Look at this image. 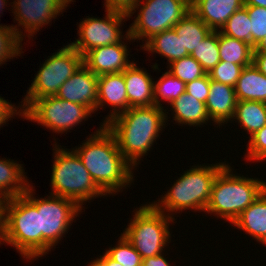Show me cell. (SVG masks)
I'll return each instance as SVG.
<instances>
[{
    "instance_id": "6da1fadb",
    "label": "cell",
    "mask_w": 266,
    "mask_h": 266,
    "mask_svg": "<svg viewBox=\"0 0 266 266\" xmlns=\"http://www.w3.org/2000/svg\"><path fill=\"white\" fill-rule=\"evenodd\" d=\"M99 128L73 150L97 187L105 195H114L134 181V167L122 155L113 133L105 125Z\"/></svg>"
},
{
    "instance_id": "7a4b0ae2",
    "label": "cell",
    "mask_w": 266,
    "mask_h": 266,
    "mask_svg": "<svg viewBox=\"0 0 266 266\" xmlns=\"http://www.w3.org/2000/svg\"><path fill=\"white\" fill-rule=\"evenodd\" d=\"M167 113L157 105L130 107L105 125L115 136L124 158L134 168L165 128Z\"/></svg>"
},
{
    "instance_id": "3957f363",
    "label": "cell",
    "mask_w": 266,
    "mask_h": 266,
    "mask_svg": "<svg viewBox=\"0 0 266 266\" xmlns=\"http://www.w3.org/2000/svg\"><path fill=\"white\" fill-rule=\"evenodd\" d=\"M225 165L226 163L220 162L213 165L192 166L177 178L167 193L162 195L161 200L158 199L151 204L172 218H174L173 212L177 211L180 213L192 209L204 212L210 199L214 179Z\"/></svg>"
},
{
    "instance_id": "277c9868",
    "label": "cell",
    "mask_w": 266,
    "mask_h": 266,
    "mask_svg": "<svg viewBox=\"0 0 266 266\" xmlns=\"http://www.w3.org/2000/svg\"><path fill=\"white\" fill-rule=\"evenodd\" d=\"M232 167L226 164L214 179L207 214L233 223L266 189V182L260 179L233 174Z\"/></svg>"
},
{
    "instance_id": "5b68a950",
    "label": "cell",
    "mask_w": 266,
    "mask_h": 266,
    "mask_svg": "<svg viewBox=\"0 0 266 266\" xmlns=\"http://www.w3.org/2000/svg\"><path fill=\"white\" fill-rule=\"evenodd\" d=\"M16 248L23 258L42 257V231L37 207L25 196L6 200L3 216V243Z\"/></svg>"
},
{
    "instance_id": "8992f818",
    "label": "cell",
    "mask_w": 266,
    "mask_h": 266,
    "mask_svg": "<svg viewBox=\"0 0 266 266\" xmlns=\"http://www.w3.org/2000/svg\"><path fill=\"white\" fill-rule=\"evenodd\" d=\"M54 160L51 175V195L66 197L81 207L87 200L106 196L94 183L77 153L54 144ZM68 150V151H67Z\"/></svg>"
},
{
    "instance_id": "52a82bcc",
    "label": "cell",
    "mask_w": 266,
    "mask_h": 266,
    "mask_svg": "<svg viewBox=\"0 0 266 266\" xmlns=\"http://www.w3.org/2000/svg\"><path fill=\"white\" fill-rule=\"evenodd\" d=\"M133 218L122 233L142 259L158 256L171 241L169 225L175 221L151 203L134 211Z\"/></svg>"
},
{
    "instance_id": "ba28073f",
    "label": "cell",
    "mask_w": 266,
    "mask_h": 266,
    "mask_svg": "<svg viewBox=\"0 0 266 266\" xmlns=\"http://www.w3.org/2000/svg\"><path fill=\"white\" fill-rule=\"evenodd\" d=\"M142 1L138 0L128 15L130 19L134 12L140 9L134 22L128 28V34L134 42L142 40L146 43L154 35L172 29L191 10L189 0Z\"/></svg>"
},
{
    "instance_id": "9c48e42d",
    "label": "cell",
    "mask_w": 266,
    "mask_h": 266,
    "mask_svg": "<svg viewBox=\"0 0 266 266\" xmlns=\"http://www.w3.org/2000/svg\"><path fill=\"white\" fill-rule=\"evenodd\" d=\"M31 184L24 195L37 207L42 231V257L59 243L66 234L75 217L82 212L81 207L72 199L51 195L35 198ZM33 194V195H32ZM71 224V225H70Z\"/></svg>"
},
{
    "instance_id": "30bf717a",
    "label": "cell",
    "mask_w": 266,
    "mask_h": 266,
    "mask_svg": "<svg viewBox=\"0 0 266 266\" xmlns=\"http://www.w3.org/2000/svg\"><path fill=\"white\" fill-rule=\"evenodd\" d=\"M48 57L27 90L20 110H23L33 99L55 96L60 86L83 65V56L70 44Z\"/></svg>"
},
{
    "instance_id": "8fae6325",
    "label": "cell",
    "mask_w": 266,
    "mask_h": 266,
    "mask_svg": "<svg viewBox=\"0 0 266 266\" xmlns=\"http://www.w3.org/2000/svg\"><path fill=\"white\" fill-rule=\"evenodd\" d=\"M22 111L24 119L50 128L53 132H68L85 121L93 112L85 105L66 101L57 96L33 99ZM92 113V114H91Z\"/></svg>"
},
{
    "instance_id": "7c38bea8",
    "label": "cell",
    "mask_w": 266,
    "mask_h": 266,
    "mask_svg": "<svg viewBox=\"0 0 266 266\" xmlns=\"http://www.w3.org/2000/svg\"><path fill=\"white\" fill-rule=\"evenodd\" d=\"M106 17L104 19L89 17L83 19L78 25V39L70 45L82 56L88 51L101 47L122 42L124 37L127 40H133L126 30L125 36L121 35L122 22L128 18L127 15L105 11Z\"/></svg>"
},
{
    "instance_id": "4fadbf2b",
    "label": "cell",
    "mask_w": 266,
    "mask_h": 266,
    "mask_svg": "<svg viewBox=\"0 0 266 266\" xmlns=\"http://www.w3.org/2000/svg\"><path fill=\"white\" fill-rule=\"evenodd\" d=\"M73 0H14L13 5H10L14 13V19L17 20V25L24 29L21 33V41L23 37L28 38L34 36L40 28L51 22L57 15L65 10L68 4ZM64 9V10H63ZM26 35H23L25 34ZM28 33V35H27Z\"/></svg>"
},
{
    "instance_id": "5bb4252c",
    "label": "cell",
    "mask_w": 266,
    "mask_h": 266,
    "mask_svg": "<svg viewBox=\"0 0 266 266\" xmlns=\"http://www.w3.org/2000/svg\"><path fill=\"white\" fill-rule=\"evenodd\" d=\"M98 77L83 64L60 86L55 96L85 105L94 113L97 111Z\"/></svg>"
},
{
    "instance_id": "9a60e30c",
    "label": "cell",
    "mask_w": 266,
    "mask_h": 266,
    "mask_svg": "<svg viewBox=\"0 0 266 266\" xmlns=\"http://www.w3.org/2000/svg\"><path fill=\"white\" fill-rule=\"evenodd\" d=\"M129 51L124 41L94 48L83 56V64L95 75L121 73L134 61L128 60Z\"/></svg>"
},
{
    "instance_id": "2e32d148",
    "label": "cell",
    "mask_w": 266,
    "mask_h": 266,
    "mask_svg": "<svg viewBox=\"0 0 266 266\" xmlns=\"http://www.w3.org/2000/svg\"><path fill=\"white\" fill-rule=\"evenodd\" d=\"M114 107L110 110L102 125H106L117 115L128 109L127 88L124 80V71L121 73L103 74L98 77L97 110L104 105Z\"/></svg>"
},
{
    "instance_id": "e0dca14e",
    "label": "cell",
    "mask_w": 266,
    "mask_h": 266,
    "mask_svg": "<svg viewBox=\"0 0 266 266\" xmlns=\"http://www.w3.org/2000/svg\"><path fill=\"white\" fill-rule=\"evenodd\" d=\"M237 101L235 87L210 79V90L205 106L213 123L224 126L230 122L234 116Z\"/></svg>"
},
{
    "instance_id": "ac0fdd59",
    "label": "cell",
    "mask_w": 266,
    "mask_h": 266,
    "mask_svg": "<svg viewBox=\"0 0 266 266\" xmlns=\"http://www.w3.org/2000/svg\"><path fill=\"white\" fill-rule=\"evenodd\" d=\"M190 6L212 31H219L229 17L244 6V0H192Z\"/></svg>"
},
{
    "instance_id": "d6986e66",
    "label": "cell",
    "mask_w": 266,
    "mask_h": 266,
    "mask_svg": "<svg viewBox=\"0 0 266 266\" xmlns=\"http://www.w3.org/2000/svg\"><path fill=\"white\" fill-rule=\"evenodd\" d=\"M143 68L132 63L124 71V80L127 88L128 109L155 105L154 80Z\"/></svg>"
},
{
    "instance_id": "ffe728a7",
    "label": "cell",
    "mask_w": 266,
    "mask_h": 266,
    "mask_svg": "<svg viewBox=\"0 0 266 266\" xmlns=\"http://www.w3.org/2000/svg\"><path fill=\"white\" fill-rule=\"evenodd\" d=\"M257 242L266 244V189L232 223Z\"/></svg>"
},
{
    "instance_id": "44dd1931",
    "label": "cell",
    "mask_w": 266,
    "mask_h": 266,
    "mask_svg": "<svg viewBox=\"0 0 266 266\" xmlns=\"http://www.w3.org/2000/svg\"><path fill=\"white\" fill-rule=\"evenodd\" d=\"M183 44V57L190 55L212 30L192 11L173 27Z\"/></svg>"
},
{
    "instance_id": "7402d4cb",
    "label": "cell",
    "mask_w": 266,
    "mask_h": 266,
    "mask_svg": "<svg viewBox=\"0 0 266 266\" xmlns=\"http://www.w3.org/2000/svg\"><path fill=\"white\" fill-rule=\"evenodd\" d=\"M173 120L179 125L200 126L210 121L204 102L186 92L170 103Z\"/></svg>"
},
{
    "instance_id": "603a6c76",
    "label": "cell",
    "mask_w": 266,
    "mask_h": 266,
    "mask_svg": "<svg viewBox=\"0 0 266 266\" xmlns=\"http://www.w3.org/2000/svg\"><path fill=\"white\" fill-rule=\"evenodd\" d=\"M237 100L266 103V76L252 63L245 66L235 86Z\"/></svg>"
},
{
    "instance_id": "cb8c5ba5",
    "label": "cell",
    "mask_w": 266,
    "mask_h": 266,
    "mask_svg": "<svg viewBox=\"0 0 266 266\" xmlns=\"http://www.w3.org/2000/svg\"><path fill=\"white\" fill-rule=\"evenodd\" d=\"M23 168L14 160L0 158V192L7 199L22 196L29 188Z\"/></svg>"
},
{
    "instance_id": "d4e9b609",
    "label": "cell",
    "mask_w": 266,
    "mask_h": 266,
    "mask_svg": "<svg viewBox=\"0 0 266 266\" xmlns=\"http://www.w3.org/2000/svg\"><path fill=\"white\" fill-rule=\"evenodd\" d=\"M243 130L254 135L266 124V103L261 101L238 100L233 116Z\"/></svg>"
},
{
    "instance_id": "484cf974",
    "label": "cell",
    "mask_w": 266,
    "mask_h": 266,
    "mask_svg": "<svg viewBox=\"0 0 266 266\" xmlns=\"http://www.w3.org/2000/svg\"><path fill=\"white\" fill-rule=\"evenodd\" d=\"M140 47L148 51V54L150 52L160 54L161 57L164 56L167 58L168 64L183 58V44L173 28L154 35Z\"/></svg>"
},
{
    "instance_id": "4316f807",
    "label": "cell",
    "mask_w": 266,
    "mask_h": 266,
    "mask_svg": "<svg viewBox=\"0 0 266 266\" xmlns=\"http://www.w3.org/2000/svg\"><path fill=\"white\" fill-rule=\"evenodd\" d=\"M254 47L244 41L224 35L219 30L220 61L241 65L243 68L253 63Z\"/></svg>"
},
{
    "instance_id": "83f0119b",
    "label": "cell",
    "mask_w": 266,
    "mask_h": 266,
    "mask_svg": "<svg viewBox=\"0 0 266 266\" xmlns=\"http://www.w3.org/2000/svg\"><path fill=\"white\" fill-rule=\"evenodd\" d=\"M209 73L219 62V31H212L190 54Z\"/></svg>"
},
{
    "instance_id": "f1b7e54d",
    "label": "cell",
    "mask_w": 266,
    "mask_h": 266,
    "mask_svg": "<svg viewBox=\"0 0 266 266\" xmlns=\"http://www.w3.org/2000/svg\"><path fill=\"white\" fill-rule=\"evenodd\" d=\"M185 91L186 84L179 78L174 77L169 71H166L162 74L158 82L154 81L155 105L163 107L161 100L167 101L170 104L184 94Z\"/></svg>"
},
{
    "instance_id": "f546056e",
    "label": "cell",
    "mask_w": 266,
    "mask_h": 266,
    "mask_svg": "<svg viewBox=\"0 0 266 266\" xmlns=\"http://www.w3.org/2000/svg\"><path fill=\"white\" fill-rule=\"evenodd\" d=\"M17 27V25H0V65L7 62V59H13L24 53L21 41L22 31Z\"/></svg>"
},
{
    "instance_id": "4dcf8cb0",
    "label": "cell",
    "mask_w": 266,
    "mask_h": 266,
    "mask_svg": "<svg viewBox=\"0 0 266 266\" xmlns=\"http://www.w3.org/2000/svg\"><path fill=\"white\" fill-rule=\"evenodd\" d=\"M251 20L243 6L233 13L225 26L220 30L224 35L236 38L251 45Z\"/></svg>"
},
{
    "instance_id": "1f68e13d",
    "label": "cell",
    "mask_w": 266,
    "mask_h": 266,
    "mask_svg": "<svg viewBox=\"0 0 266 266\" xmlns=\"http://www.w3.org/2000/svg\"><path fill=\"white\" fill-rule=\"evenodd\" d=\"M167 68L174 77L179 78L185 84L207 74L202 65L191 55L171 62Z\"/></svg>"
},
{
    "instance_id": "d6a6232c",
    "label": "cell",
    "mask_w": 266,
    "mask_h": 266,
    "mask_svg": "<svg viewBox=\"0 0 266 266\" xmlns=\"http://www.w3.org/2000/svg\"><path fill=\"white\" fill-rule=\"evenodd\" d=\"M117 243L116 246L105 251L111 259L119 262L123 266H142L143 259L141 255L123 234L120 235Z\"/></svg>"
},
{
    "instance_id": "836d02e7",
    "label": "cell",
    "mask_w": 266,
    "mask_h": 266,
    "mask_svg": "<svg viewBox=\"0 0 266 266\" xmlns=\"http://www.w3.org/2000/svg\"><path fill=\"white\" fill-rule=\"evenodd\" d=\"M242 69L241 65L220 61L208 75L211 80L235 87Z\"/></svg>"
},
{
    "instance_id": "e575fe53",
    "label": "cell",
    "mask_w": 266,
    "mask_h": 266,
    "mask_svg": "<svg viewBox=\"0 0 266 266\" xmlns=\"http://www.w3.org/2000/svg\"><path fill=\"white\" fill-rule=\"evenodd\" d=\"M251 20V45L255 47L266 36V8L244 6Z\"/></svg>"
},
{
    "instance_id": "d590c367",
    "label": "cell",
    "mask_w": 266,
    "mask_h": 266,
    "mask_svg": "<svg viewBox=\"0 0 266 266\" xmlns=\"http://www.w3.org/2000/svg\"><path fill=\"white\" fill-rule=\"evenodd\" d=\"M248 142L245 158L247 157V160L253 162L254 160H257V162L266 160V124L252 135Z\"/></svg>"
},
{
    "instance_id": "8d00e7d4",
    "label": "cell",
    "mask_w": 266,
    "mask_h": 266,
    "mask_svg": "<svg viewBox=\"0 0 266 266\" xmlns=\"http://www.w3.org/2000/svg\"><path fill=\"white\" fill-rule=\"evenodd\" d=\"M210 90V77L208 73L196 80L186 83V93L197 100L206 103Z\"/></svg>"
},
{
    "instance_id": "74e56055",
    "label": "cell",
    "mask_w": 266,
    "mask_h": 266,
    "mask_svg": "<svg viewBox=\"0 0 266 266\" xmlns=\"http://www.w3.org/2000/svg\"><path fill=\"white\" fill-rule=\"evenodd\" d=\"M138 0H105V11H113L129 15Z\"/></svg>"
},
{
    "instance_id": "f35d334b",
    "label": "cell",
    "mask_w": 266,
    "mask_h": 266,
    "mask_svg": "<svg viewBox=\"0 0 266 266\" xmlns=\"http://www.w3.org/2000/svg\"><path fill=\"white\" fill-rule=\"evenodd\" d=\"M0 96V128L16 115L22 116V111ZM10 118V119H9ZM9 119V120H8Z\"/></svg>"
},
{
    "instance_id": "ab89813d",
    "label": "cell",
    "mask_w": 266,
    "mask_h": 266,
    "mask_svg": "<svg viewBox=\"0 0 266 266\" xmlns=\"http://www.w3.org/2000/svg\"><path fill=\"white\" fill-rule=\"evenodd\" d=\"M142 266H171L163 254L151 256L142 260Z\"/></svg>"
},
{
    "instance_id": "60d3db41",
    "label": "cell",
    "mask_w": 266,
    "mask_h": 266,
    "mask_svg": "<svg viewBox=\"0 0 266 266\" xmlns=\"http://www.w3.org/2000/svg\"><path fill=\"white\" fill-rule=\"evenodd\" d=\"M253 64L266 76V53H253Z\"/></svg>"
},
{
    "instance_id": "b9f144b4",
    "label": "cell",
    "mask_w": 266,
    "mask_h": 266,
    "mask_svg": "<svg viewBox=\"0 0 266 266\" xmlns=\"http://www.w3.org/2000/svg\"><path fill=\"white\" fill-rule=\"evenodd\" d=\"M104 266H123L119 262L111 259L106 253L100 255V258H97Z\"/></svg>"
},
{
    "instance_id": "7bdbcfd3",
    "label": "cell",
    "mask_w": 266,
    "mask_h": 266,
    "mask_svg": "<svg viewBox=\"0 0 266 266\" xmlns=\"http://www.w3.org/2000/svg\"><path fill=\"white\" fill-rule=\"evenodd\" d=\"M244 6H259L266 8V0H244Z\"/></svg>"
},
{
    "instance_id": "ee69618b",
    "label": "cell",
    "mask_w": 266,
    "mask_h": 266,
    "mask_svg": "<svg viewBox=\"0 0 266 266\" xmlns=\"http://www.w3.org/2000/svg\"><path fill=\"white\" fill-rule=\"evenodd\" d=\"M253 53H266V36L254 47Z\"/></svg>"
},
{
    "instance_id": "f6af8a7d",
    "label": "cell",
    "mask_w": 266,
    "mask_h": 266,
    "mask_svg": "<svg viewBox=\"0 0 266 266\" xmlns=\"http://www.w3.org/2000/svg\"><path fill=\"white\" fill-rule=\"evenodd\" d=\"M7 198L0 192V216H4V208Z\"/></svg>"
},
{
    "instance_id": "bcb514c9",
    "label": "cell",
    "mask_w": 266,
    "mask_h": 266,
    "mask_svg": "<svg viewBox=\"0 0 266 266\" xmlns=\"http://www.w3.org/2000/svg\"><path fill=\"white\" fill-rule=\"evenodd\" d=\"M3 242V217L0 216V244Z\"/></svg>"
},
{
    "instance_id": "7dc6e473",
    "label": "cell",
    "mask_w": 266,
    "mask_h": 266,
    "mask_svg": "<svg viewBox=\"0 0 266 266\" xmlns=\"http://www.w3.org/2000/svg\"><path fill=\"white\" fill-rule=\"evenodd\" d=\"M88 266H104L97 258L94 259Z\"/></svg>"
},
{
    "instance_id": "c3c4849f",
    "label": "cell",
    "mask_w": 266,
    "mask_h": 266,
    "mask_svg": "<svg viewBox=\"0 0 266 266\" xmlns=\"http://www.w3.org/2000/svg\"><path fill=\"white\" fill-rule=\"evenodd\" d=\"M7 5L8 4L6 0H0V11H2L5 8L4 6H7ZM0 13H3V12H0Z\"/></svg>"
}]
</instances>
